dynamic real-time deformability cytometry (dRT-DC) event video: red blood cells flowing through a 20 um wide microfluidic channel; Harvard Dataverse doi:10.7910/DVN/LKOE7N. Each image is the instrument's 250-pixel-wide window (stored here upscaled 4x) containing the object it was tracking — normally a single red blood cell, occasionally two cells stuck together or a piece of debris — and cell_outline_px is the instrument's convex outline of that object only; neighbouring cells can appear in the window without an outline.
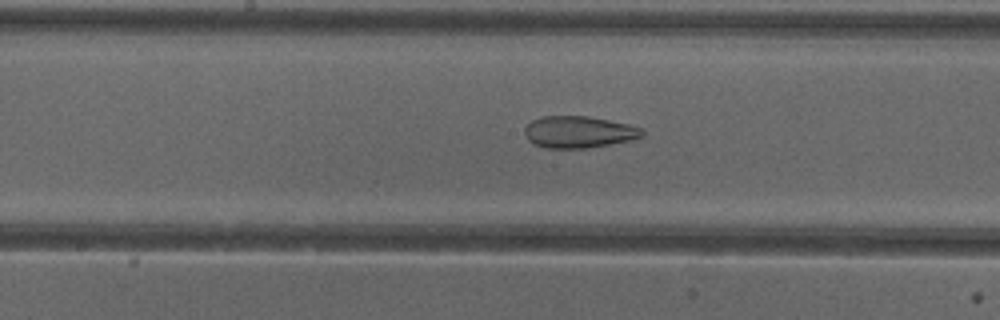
{"species": "common noctule bat (a hibernating species)", "species_latin": "Nyctalus noctula", "temperature_condition": "cold", "stored_images_in_passage": 34, "camera_frame_rate_fps": 3000, "um_per_image_px": 0.085, "animal": {"sex": "female"}, "frame": {"image": 1, "passage_image": 10, "time_ms": 3.0, "image_size_px": [1000, 320], "cell_outline_px": [[644, 136], [628, 140], [588, 148], [544, 148], [532, 144], [528, 140], [524, 132], [524, 128], [532, 120], [544, 116], [588, 116], [628, 124], [644, 128]], "centroid_in_image_um": [49.17, 11.22], "position_along_channel_um": 199.0, "area_um2": 21.79}}
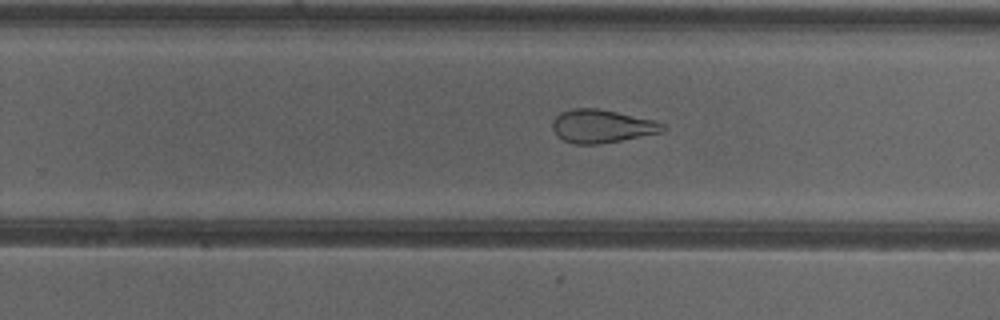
{"frame": {"image": 2, "passage_image": 16, "time_ms": 5.0, "image_size_px": [1000, 320], "cell_outline_px": [[668, 128], [660, 132], [600, 144], [576, 144], [564, 140], [556, 136], [552, 128], [552, 124], [556, 116], [560, 112], [576, 108], [596, 108], [656, 120], [668, 124]], "centroid_in_image_um": [51.17, 10.72], "position_along_channel_um": 278.6, "area_um2": 21.33}}
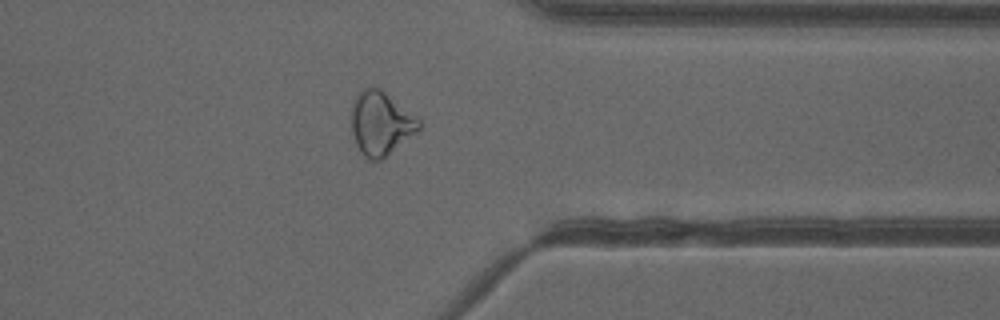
{"frame": {"image": 3, "passage_image": 24, "time_ms": 7.667, "image_size_px": [1000, 320], "cell_outline_px": [[420, 128], [416, 132], [384, 160], [368, 160], [360, 152], [356, 144], [352, 132], [352, 104], [360, 88], [368, 84], [372, 84], [380, 88], [420, 116]], "centroid_in_image_um": [32.39, 10.44], "position_along_channel_um": 379.0, "area_um2": 25.89}}